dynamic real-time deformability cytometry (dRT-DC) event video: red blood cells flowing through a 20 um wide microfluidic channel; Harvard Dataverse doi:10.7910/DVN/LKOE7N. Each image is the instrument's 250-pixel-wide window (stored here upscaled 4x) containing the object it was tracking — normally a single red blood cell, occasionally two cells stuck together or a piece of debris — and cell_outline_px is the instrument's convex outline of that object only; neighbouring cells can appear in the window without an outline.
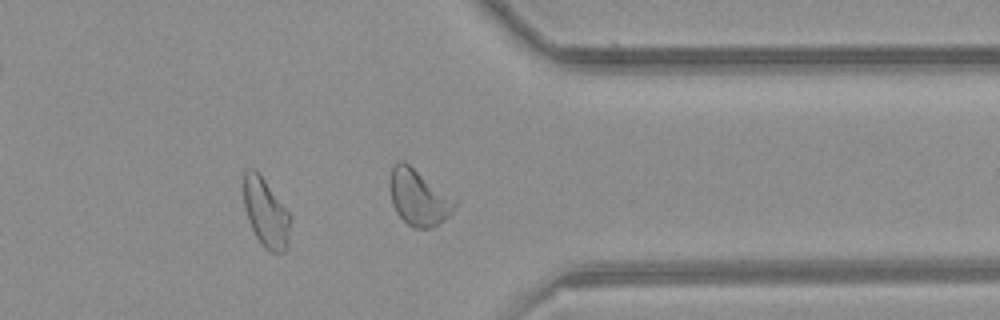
{"species": "common noctule bat (a hibernating species)", "species_latin": "Nyctalus noctula", "temperature_condition": "room temperature", "stored_images_in_passage": 40, "camera_frame_rate_fps": 3000, "um_per_image_px": 0.085, "animal": {"sex": "female", "body_mass_g": 21.9}, "frame": {"image": 1, "passage_image": 29, "time_ms": 9.333, "image_size_px": [1000, 320], "cell_outline_px": [[292, 216], [288, 236], [284, 252], [272, 252], [264, 248], [256, 236], [248, 220], [244, 208], [244, 168], [252, 168], [264, 180]], "centroid_in_image_um": [22.58, 18.09], "position_along_channel_um": 388.8, "area_um2": 18.38}, "authors_computed_cell_mechanics": {"area_um2": 18.5538, "velocity_mm_per_s": 3.8587, "shape_relaxation_time_tau1_ms": null, "shape_relaxation_time_tau2_ms": 1.5117, "deformation_change_tau1": null, "deformation_change_tau2": 0.0551}}